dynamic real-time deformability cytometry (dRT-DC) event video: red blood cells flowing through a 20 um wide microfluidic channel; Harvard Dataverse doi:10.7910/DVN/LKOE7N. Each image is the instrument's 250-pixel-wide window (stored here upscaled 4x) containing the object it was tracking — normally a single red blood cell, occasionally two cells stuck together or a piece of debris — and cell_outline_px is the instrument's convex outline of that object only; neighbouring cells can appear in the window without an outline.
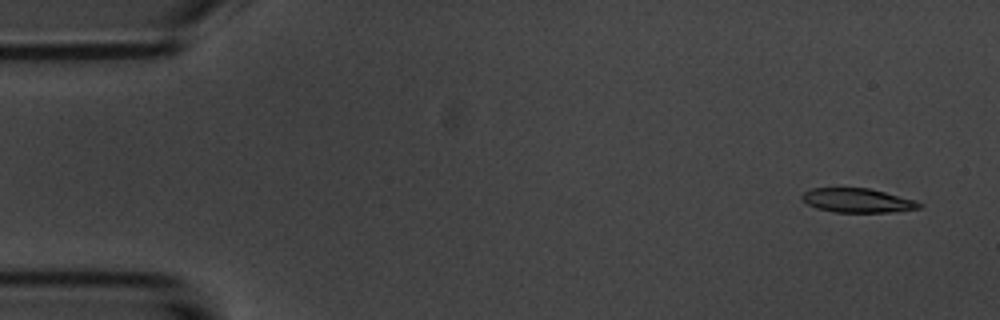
{"species": "common noctule bat (a hibernating species)", "species_latin": "Nyctalus noctula", "temperature_condition": "room temperature", "stored_images_in_passage": 6, "camera_frame_rate_fps": 3000, "um_per_image_px": 0.085, "animal": {"sex": "male", "body_mass_g": 20.1, "forearm_length_mm": 53.5}, "frame": {"image": 1, "passage_image": 1, "time_ms": 0.0, "image_size_px": [1000, 320], "cell_outline_px": [[924, 204], [920, 208], [888, 212], [836, 212], [816, 208], [808, 204], [800, 196], [804, 192], [812, 188], [868, 188], [916, 200]], "centroid_in_image_um": [72.89, 17.04], "position_along_channel_um": 12.1, "area_um2": 16.36}}
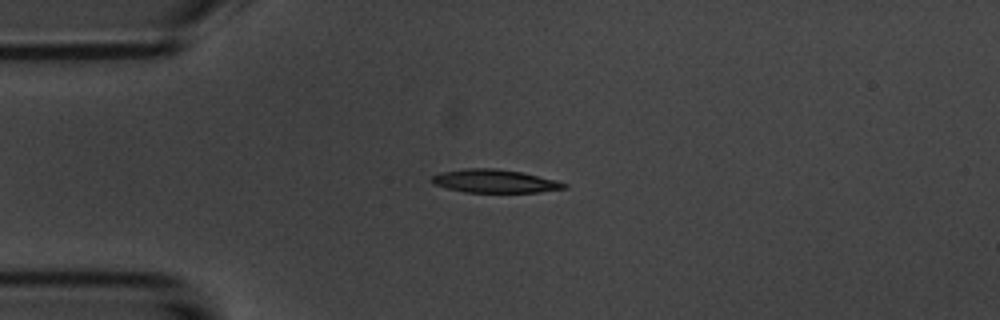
{"frame": {"image": 2, "passage_image": 4, "time_ms": 3.333, "image_size_px": [1000, 320], "cell_outline_px": [[568, 188], [540, 192], [464, 192], [432, 184], [428, 180], [432, 176], [440, 172], [464, 168], [496, 168], [520, 172], [556, 180], [568, 184]], "centroid_in_image_um": [42.01, 15.39], "position_along_channel_um": 43.0, "area_um2": 18.03}}